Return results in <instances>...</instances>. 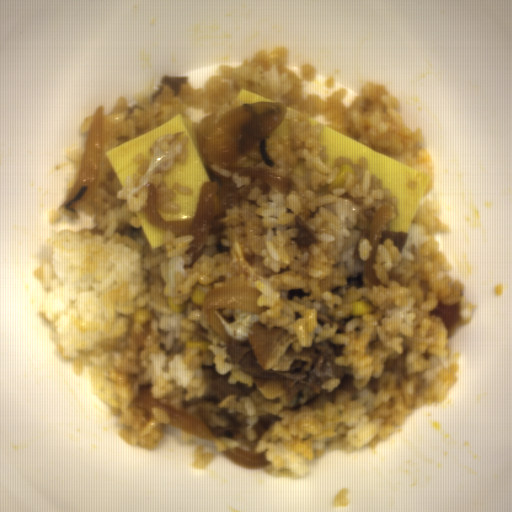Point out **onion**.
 I'll list each match as a JSON object with an SVG mask.
<instances>
[{"label": "onion", "instance_id": "obj_4", "mask_svg": "<svg viewBox=\"0 0 512 512\" xmlns=\"http://www.w3.org/2000/svg\"><path fill=\"white\" fill-rule=\"evenodd\" d=\"M130 404L143 410L144 416L148 420L153 417V407L165 410L170 416L169 424L167 425L190 433L196 436V438L215 440V434L201 419L174 407L162 404L158 399L153 398L151 386L141 387L139 396L135 398Z\"/></svg>", "mask_w": 512, "mask_h": 512}, {"label": "onion", "instance_id": "obj_5", "mask_svg": "<svg viewBox=\"0 0 512 512\" xmlns=\"http://www.w3.org/2000/svg\"><path fill=\"white\" fill-rule=\"evenodd\" d=\"M395 217L397 216L394 210L391 207L384 204L383 206L377 209L371 221L369 229V244L371 246V250L368 254L367 259L363 262L362 274L369 283L374 284L376 286H379L380 284V280L373 269V266L376 262L377 247L380 242L382 229L384 228L388 220Z\"/></svg>", "mask_w": 512, "mask_h": 512}, {"label": "onion", "instance_id": "obj_2", "mask_svg": "<svg viewBox=\"0 0 512 512\" xmlns=\"http://www.w3.org/2000/svg\"><path fill=\"white\" fill-rule=\"evenodd\" d=\"M106 133L105 105H100L93 114L75 180L59 210L73 209L95 194L100 184Z\"/></svg>", "mask_w": 512, "mask_h": 512}, {"label": "onion", "instance_id": "obj_3", "mask_svg": "<svg viewBox=\"0 0 512 512\" xmlns=\"http://www.w3.org/2000/svg\"><path fill=\"white\" fill-rule=\"evenodd\" d=\"M261 295L257 288L244 285L213 288L207 291L202 300V315L210 328L227 344L230 340L229 333L214 311L216 309H230L256 315L269 308L266 306L258 307L257 299Z\"/></svg>", "mask_w": 512, "mask_h": 512}, {"label": "onion", "instance_id": "obj_6", "mask_svg": "<svg viewBox=\"0 0 512 512\" xmlns=\"http://www.w3.org/2000/svg\"><path fill=\"white\" fill-rule=\"evenodd\" d=\"M228 460L239 467L255 469L272 464L265 458V453H252L241 448L229 449L221 452Z\"/></svg>", "mask_w": 512, "mask_h": 512}, {"label": "onion", "instance_id": "obj_1", "mask_svg": "<svg viewBox=\"0 0 512 512\" xmlns=\"http://www.w3.org/2000/svg\"><path fill=\"white\" fill-rule=\"evenodd\" d=\"M288 109L289 107L283 103L242 104L229 109L204 131L194 126L199 155L206 169L214 174L219 182L203 183L194 218L165 220L159 211L156 189L153 183L148 181L147 203L142 209L148 222L175 235H193L194 242L189 253L204 247L215 218L240 204L253 188L251 185L236 187L233 175L225 176L214 170L212 165L242 177L258 180L289 197L293 191L294 179L266 169L235 165L255 145L280 128Z\"/></svg>", "mask_w": 512, "mask_h": 512}]
</instances>
